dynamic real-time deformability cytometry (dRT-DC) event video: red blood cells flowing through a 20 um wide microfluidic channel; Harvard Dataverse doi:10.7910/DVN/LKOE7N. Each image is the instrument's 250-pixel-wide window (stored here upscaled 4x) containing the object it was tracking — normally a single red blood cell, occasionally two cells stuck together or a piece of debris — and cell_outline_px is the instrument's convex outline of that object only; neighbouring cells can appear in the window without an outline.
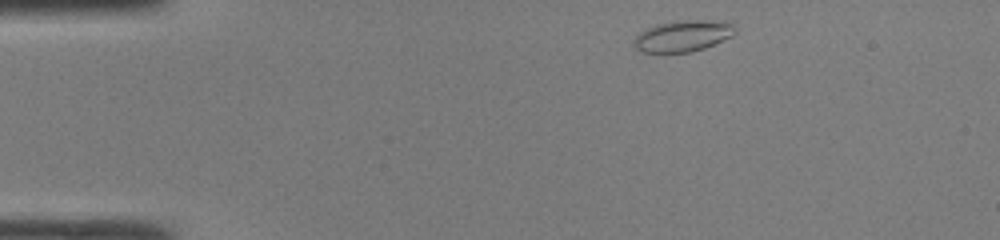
{"species": "common noctule bat (a hibernating species)", "species_latin": "Nyctalus noctula", "temperature_condition": "room temperature", "stored_images_in_passage": 40, "camera_frame_rate_fps": 3000, "um_per_image_px": 0.085, "animal": {"sex": "male", "body_mass_g": 19.0, "forearm_length_mm": 50.8}, "frame": {"image": 1, "passage_image": 1, "time_ms": 0.0, "image_size_px": [1000, 240], "cell_outline_px": [[736, 32], [732, 36], [704, 48], [692, 52], [644, 52], [632, 48], [632, 40], [644, 28], [656, 24], [676, 20], [700, 20], [732, 24]], "centroid_in_image_um": [57.94, 3.06], "position_along_channel_um": 27.1, "area_um2": 18.44}}
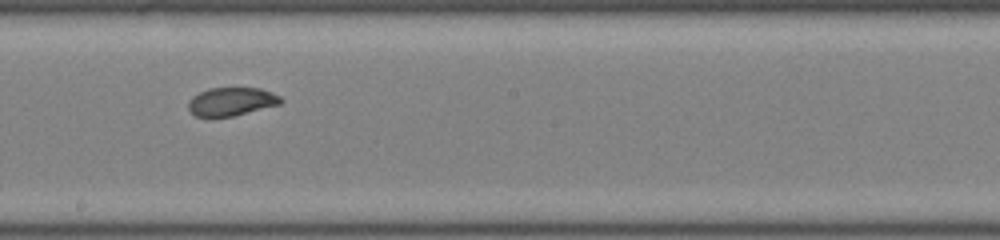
{"frame": {"image": 2, "passage_image": 20, "time_ms": 6.333, "image_size_px": [1000, 240], "cell_outline_px": [[284, 100], [280, 104], [232, 116], [196, 116], [188, 108], [188, 100], [192, 96], [208, 88], [260, 88], [272, 92], [280, 96]], "centroid_in_image_um": [19.68, 8.61], "position_along_channel_um": 228.5, "area_um2": 15.14}}
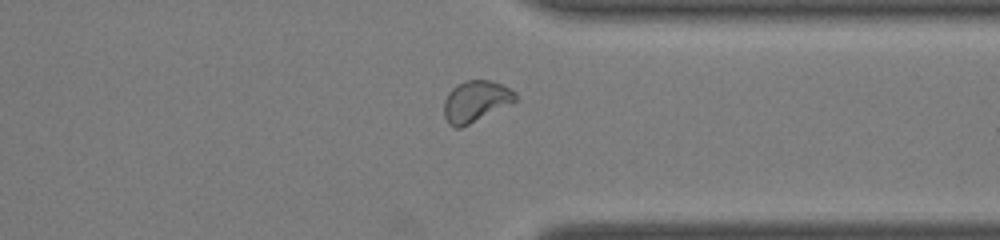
{"frame": {"image": 3, "passage_image": 30, "time_ms": 9.667, "image_size_px": [1000, 240], "cell_outline_px": [[516, 100], [512, 104], [460, 128], [456, 128], [448, 124], [444, 116], [444, 100], [448, 92], [456, 84], [464, 80], [488, 80], [500, 84], [516, 92]], "centroid_in_image_um": [40.41, 8.61], "position_along_channel_um": 371.0, "area_um2": 17.22}, "authors_computed_cell_mechanics": {"area_um2": 17.0221, "velocity_mm_per_s": 4.2754, "shape_relaxation_time_tau1_ms": 6.0658, "shape_relaxation_time_tau2_ms": 0.4811, "deformation_change_tau1": 0.1442, "deformation_change_tau2": 0.0382}}